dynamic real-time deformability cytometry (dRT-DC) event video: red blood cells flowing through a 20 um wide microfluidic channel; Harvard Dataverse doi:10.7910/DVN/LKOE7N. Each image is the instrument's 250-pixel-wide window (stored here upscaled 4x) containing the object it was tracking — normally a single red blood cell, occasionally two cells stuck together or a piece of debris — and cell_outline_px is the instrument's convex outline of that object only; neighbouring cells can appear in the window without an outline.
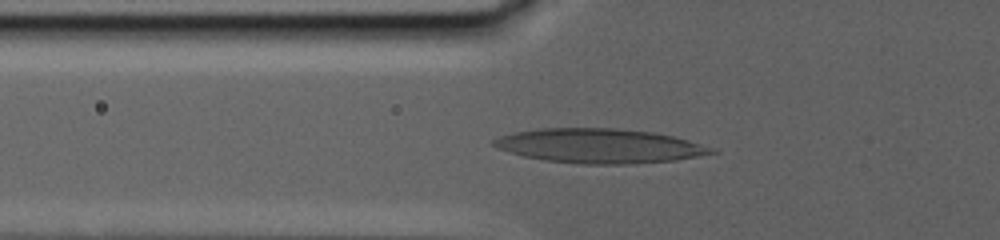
{"species": "human", "species_latin": "Homo sapiens", "temperature_condition": "warm", "stored_images_in_passage": 20, "camera_frame_rate_fps": 3000, "um_per_image_px": 0.085, "donor": {"sex": "male"}, "frame": {"image": 1, "passage_image": 17, "time_ms": 11.667, "image_size_px": [1000, 240], "cell_outline_px": [[720, 152], [676, 160], [632, 164], [580, 164], [544, 160], [524, 156], [508, 152], [496, 148], [492, 144], [492, 140], [500, 136], [512, 132], [540, 128], [616, 128], [652, 132], [672, 136], [688, 140], [712, 148]], "centroid_in_image_um": [50.92, 12.4], "position_along_channel_um": 74.9, "area_um2": 43.75}}
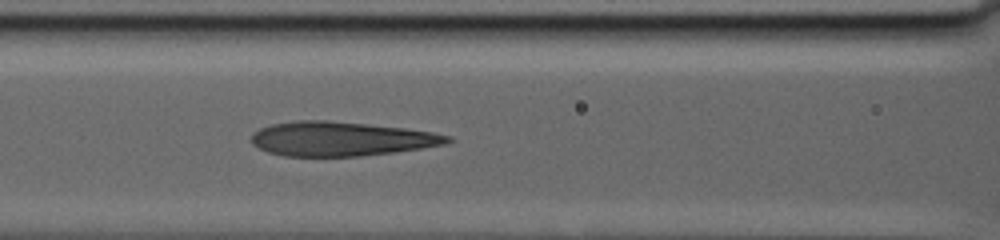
{"frame": {"image": 2, "passage_image": 20, "time_ms": 14.333, "image_size_px": [1000, 240], "cell_outline_px": [[452, 140], [444, 144], [396, 152], [360, 156], [284, 156], [268, 152], [252, 144], [252, 132], [260, 128], [272, 124], [296, 120], [328, 120], [368, 124], [404, 128], [432, 132], [452, 136]], "centroid_in_image_um": [28.96, 11.8], "position_along_channel_um": 137.6, "area_um2": 39.13}}